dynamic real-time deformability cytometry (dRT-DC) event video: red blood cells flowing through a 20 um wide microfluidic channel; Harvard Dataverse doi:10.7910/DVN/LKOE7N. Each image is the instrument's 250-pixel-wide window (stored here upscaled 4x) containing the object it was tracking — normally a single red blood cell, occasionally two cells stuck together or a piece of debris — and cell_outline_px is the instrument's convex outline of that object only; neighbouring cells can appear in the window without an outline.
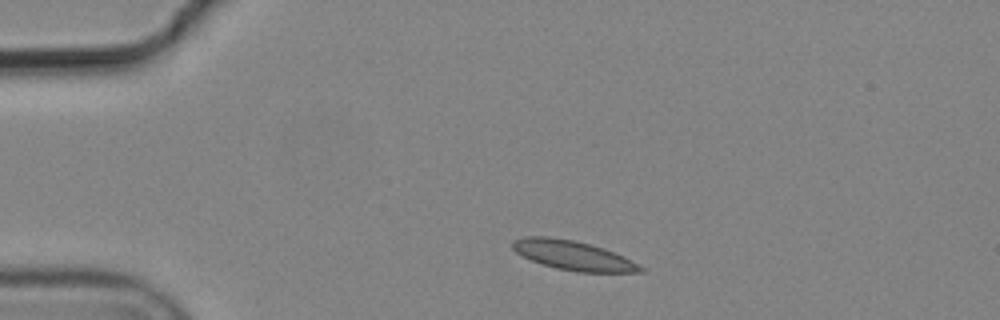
{"species": "common noctule bat (a hibernating species)", "species_latin": "Nyctalus noctula", "temperature_condition": "cold", "stored_images_in_passage": 8, "camera_frame_rate_fps": 3000, "um_per_image_px": 0.085, "animal": {"sex": "male", "body_mass_g": 19.2, "forearm_length_mm": 51.8}, "frame": {"image": 1, "passage_image": 1, "time_ms": 0.0, "image_size_px": [1000, 320], "cell_outline_px": [[648, 272], [576, 272], [556, 268], [532, 260], [516, 252], [512, 248], [512, 240], [524, 236], [548, 236], [572, 240], [604, 248], [624, 256], [632, 260], [644, 268]], "centroid_in_image_um": [48.73, 21.71], "position_along_channel_um": 36.3, "area_um2": 21.85}}
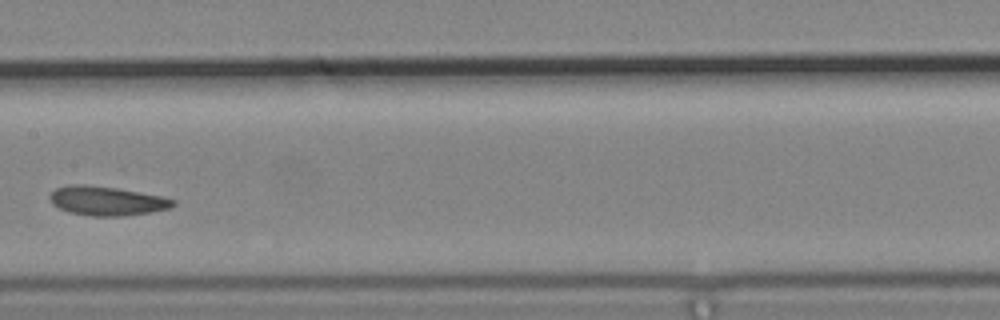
{"frame": {"image": 2, "passage_image": 5, "time_ms": 1.333, "image_size_px": [1000, 320], "cell_outline_px": [[176, 204], [168, 208], [152, 212], [124, 216], [92, 216], [68, 212], [52, 204], [48, 196], [56, 188], [68, 184], [84, 184], [116, 188], [160, 196], [176, 200]], "centroid_in_image_um": [9.04, 17.07], "position_along_channel_um": 198.4, "area_um2": 20.92}}
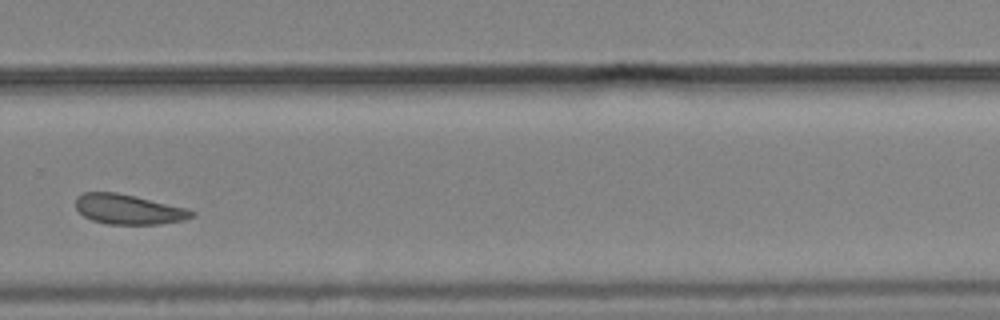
{"frame": {"image": 3, "passage_image": 8, "time_ms": 2.333, "image_size_px": [1000, 320], "cell_outline_px": [[196, 212], [192, 216], [184, 220], [160, 224], [108, 224], [92, 220], [84, 216], [76, 208], [76, 196], [84, 192], [116, 192], [136, 196], [188, 208]], "centroid_in_image_um": [10.93, 17.78], "position_along_channel_um": 318.9, "area_um2": 20.29}}